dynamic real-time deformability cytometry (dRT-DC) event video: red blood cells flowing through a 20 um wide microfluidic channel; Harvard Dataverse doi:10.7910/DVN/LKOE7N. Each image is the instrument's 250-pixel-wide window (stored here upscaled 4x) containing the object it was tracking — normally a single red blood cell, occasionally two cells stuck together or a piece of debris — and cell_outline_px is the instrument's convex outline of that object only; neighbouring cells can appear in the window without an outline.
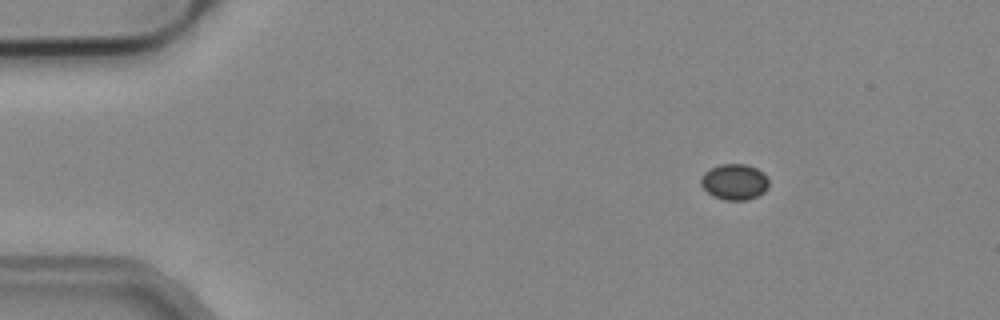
{"species": "common noctule bat (a hibernating species)", "species_latin": "Nyctalus noctula", "temperature_condition": "cold", "stored_images_in_passage": 5, "camera_frame_rate_fps": 3000, "um_per_image_px": 0.085, "animal": {"sex": "male", "body_mass_g": 19.2, "forearm_length_mm": 51.8}, "frame": {"image": 1, "passage_image": 2, "time_ms": 0.333, "image_size_px": [1000, 320], "cell_outline_px": [[768, 188], [764, 192], [748, 200], [724, 200], [712, 196], [700, 184], [700, 176], [704, 172], [720, 164], [748, 164], [764, 172], [768, 176]], "centroid_in_image_um": [62.44, 15.45], "position_along_channel_um": 22.6, "area_um2": 14.39}}
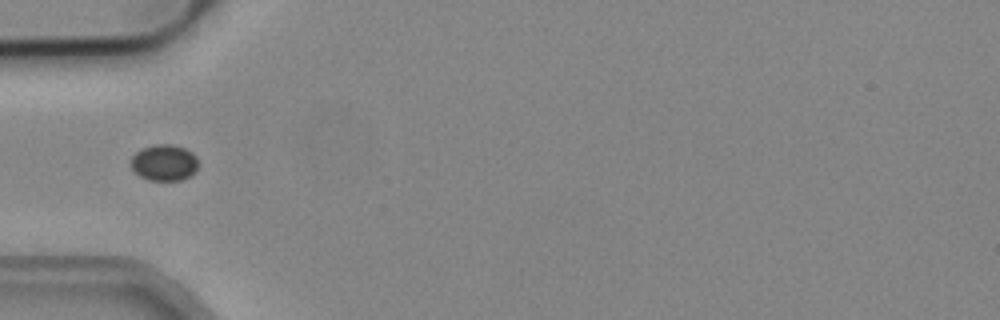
{"frame": {"image": 2, "passage_image": 5, "time_ms": 1.333, "image_size_px": [1000, 320], "cell_outline_px": [[196, 168], [188, 176], [180, 180], [148, 180], [140, 176], [132, 168], [132, 156], [140, 148], [156, 144], [172, 144], [184, 148], [192, 152], [196, 156]], "centroid_in_image_um": [13.93, 13.8], "position_along_channel_um": 71.1, "area_um2": 13.99}}